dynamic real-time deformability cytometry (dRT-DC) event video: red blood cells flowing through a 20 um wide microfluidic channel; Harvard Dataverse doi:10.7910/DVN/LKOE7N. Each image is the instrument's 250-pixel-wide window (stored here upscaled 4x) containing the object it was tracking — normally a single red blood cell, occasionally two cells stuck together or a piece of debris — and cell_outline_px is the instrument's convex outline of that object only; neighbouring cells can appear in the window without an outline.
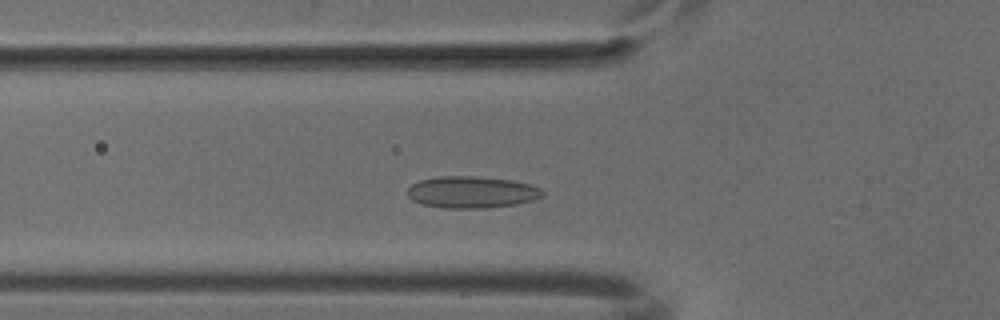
{"species": "common noctule bat (a hibernating species)", "species_latin": "Nyctalus noctula", "temperature_condition": "cold", "stored_images_in_passage": 38, "camera_frame_rate_fps": 3000, "um_per_image_px": 0.085, "animal": {"sex": "male", "body_mass_g": 18.8}, "frame": {"image": 1, "passage_image": 4, "time_ms": 1.0, "image_size_px": [1000, 320], "cell_outline_px": [[544, 192], [540, 196], [532, 200], [516, 204], [488, 208], [444, 208], [424, 204], [412, 200], [408, 196], [408, 188], [412, 184], [420, 180], [440, 176], [472, 176], [512, 180], [528, 184], [540, 188]], "centroid_in_image_um": [40.07, 16.33], "position_along_channel_um": 85.7, "area_um2": 24.8}}
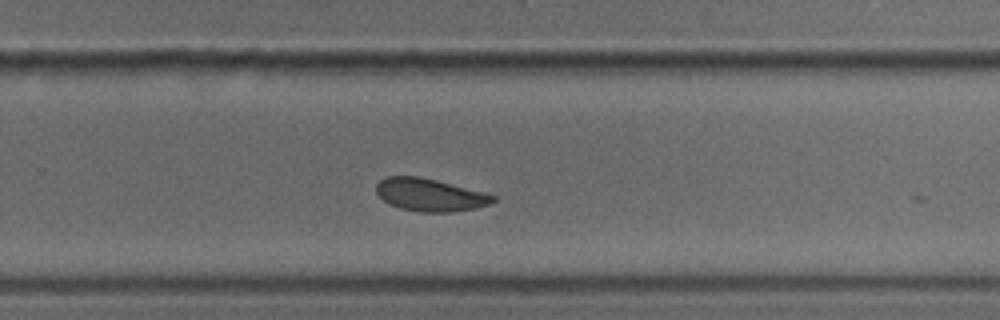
{"frame": {"image": 2, "passage_image": 20, "time_ms": 6.333, "image_size_px": [1000, 320], "cell_outline_px": [[496, 200], [492, 204], [476, 208], [452, 212], [420, 212], [400, 208], [388, 204], [376, 192], [376, 184], [380, 180], [388, 176], [420, 176], [436, 180], [496, 196]], "centroid_in_image_um": [36.53, 16.57], "position_along_channel_um": 293.3, "area_um2": 22.14}}
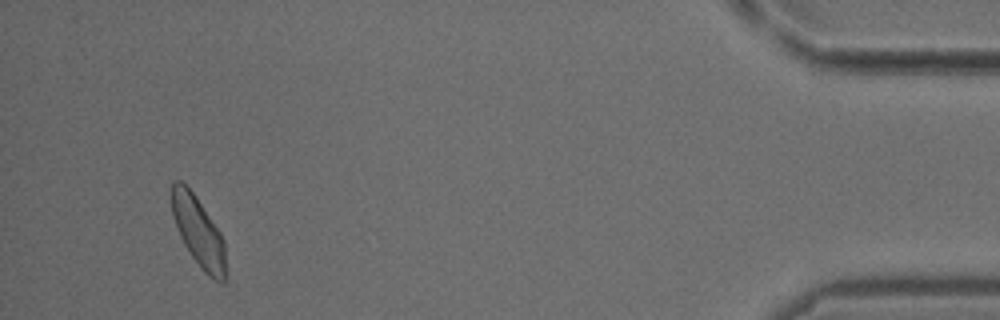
{"frame": {"image": 3, "passage_image": 35, "time_ms": 11.333, "image_size_px": [1000, 320], "cell_outline_px": [[228, 280], [224, 284], [220, 284], [208, 276], [200, 268], [184, 244], [180, 236], [172, 216], [172, 180], [180, 180], [192, 192], [220, 232], [224, 240]], "centroid_in_image_um": [16.92, 19.81], "position_along_channel_um": 418.3, "area_um2": 22.2}}